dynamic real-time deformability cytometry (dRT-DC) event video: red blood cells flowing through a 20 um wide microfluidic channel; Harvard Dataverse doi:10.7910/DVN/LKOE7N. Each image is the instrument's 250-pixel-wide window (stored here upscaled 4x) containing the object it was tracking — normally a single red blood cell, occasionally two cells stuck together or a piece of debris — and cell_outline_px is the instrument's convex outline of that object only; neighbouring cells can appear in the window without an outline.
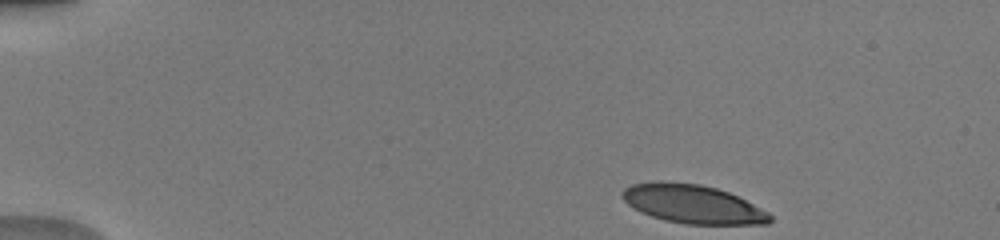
{"species": "human", "species_latin": "Homo sapiens", "temperature_condition": "warm", "stored_images_in_passage": 44, "camera_frame_rate_fps": 3000, "um_per_image_px": 0.085, "donor": {"sex": "male"}, "frame": {"image": 1, "passage_image": 1, "time_ms": 0.0, "image_size_px": [1000, 240], "cell_outline_px": [[772, 220], [768, 224], [684, 224], [664, 220], [640, 212], [628, 204], [620, 196], [620, 192], [624, 188], [632, 184], [652, 180], [668, 180], [700, 184], [716, 188], [728, 192], [768, 212], [772, 216]], "centroid_in_image_um": [58.82, 17.32], "position_along_channel_um": 26.2, "area_um2": 33.52}}
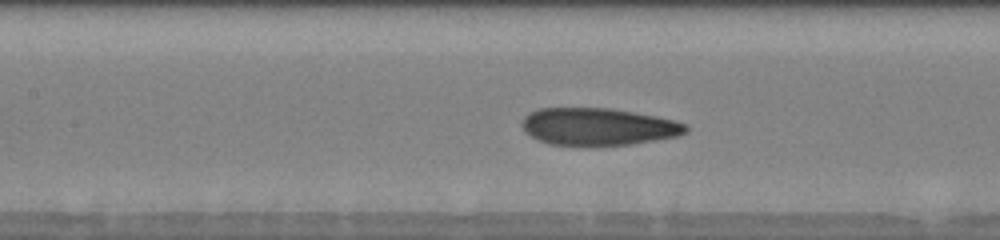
{"frame": {"image": 2, "passage_image": 18, "time_ms": 5.667, "image_size_px": [1000, 240], "cell_outline_px": [[688, 132], [676, 136], [632, 144], [548, 144], [536, 140], [524, 132], [520, 124], [524, 116], [528, 112], [536, 108], [612, 108], [656, 116], [676, 120], [688, 124]], "centroid_in_image_um": [50.81, 10.74], "position_along_channel_um": 156.6, "area_um2": 35.66}}
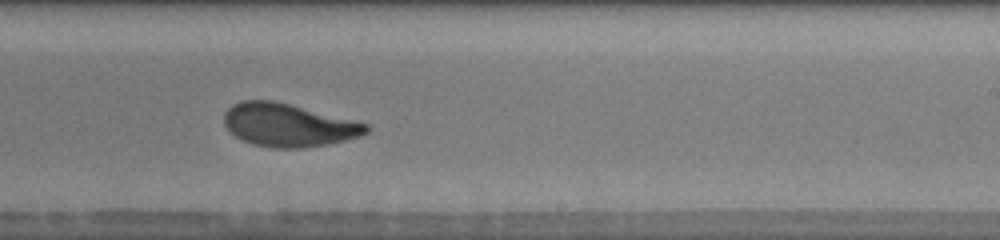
{"frame": {"image": 3, "passage_image": 26, "time_ms": 8.333, "image_size_px": [1000, 240], "cell_outline_px": [[372, 128], [368, 132], [360, 136], [328, 144], [304, 148], [272, 148], [252, 144], [228, 132], [224, 124], [224, 112], [232, 104], [240, 100], [272, 100], [368, 124]], "centroid_in_image_um": [24.47, 10.64], "position_along_channel_um": 264.5, "area_um2": 35.55}, "authors_computed_cell_mechanics": {"area_um2": 35.6048, "velocity_mm_per_s": 4.0586, "shape_relaxation_time_tau1_ms": 2.9762, "shape_relaxation_time_tau2_ms": 0.9574, "deformation_change_tau1": 0.1725, "deformation_change_tau2": 0.0784}}